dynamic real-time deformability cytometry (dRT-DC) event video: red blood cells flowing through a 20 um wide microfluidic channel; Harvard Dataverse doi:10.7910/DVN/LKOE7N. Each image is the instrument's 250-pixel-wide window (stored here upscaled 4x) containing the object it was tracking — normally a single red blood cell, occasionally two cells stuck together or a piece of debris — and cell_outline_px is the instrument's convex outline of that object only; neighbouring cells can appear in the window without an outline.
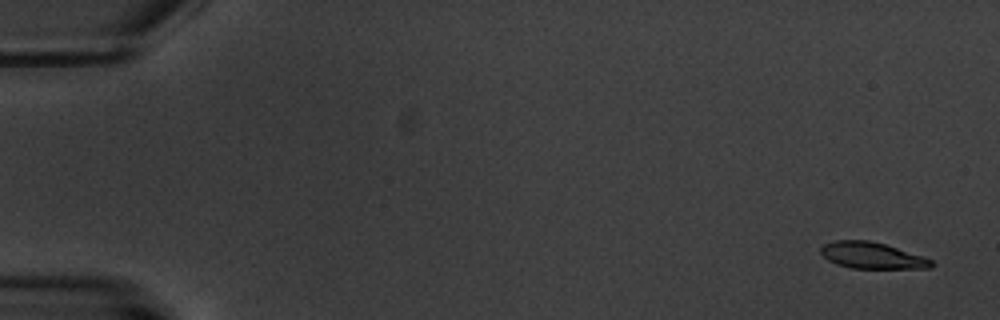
{"species": "common noctule bat (a hibernating species)", "species_latin": "Nyctalus noctula", "temperature_condition": "warm", "stored_images_in_passage": 6, "camera_frame_rate_fps": 3000, "um_per_image_px": 0.085, "animal": {"sex": "male", "body_mass_g": 20.1, "forearm_length_mm": 53.5}, "frame": {"image": 1, "passage_image": 1, "time_ms": 0.0, "image_size_px": [1000, 320], "cell_outline_px": [[936, 264], [932, 268], [852, 268], [836, 264], [828, 260], [820, 252], [820, 248], [824, 244], [836, 240], [868, 240], [884, 244], [932, 260]], "centroid_in_image_um": [74.1, 21.72], "position_along_channel_um": 10.9, "area_um2": 16.76}}
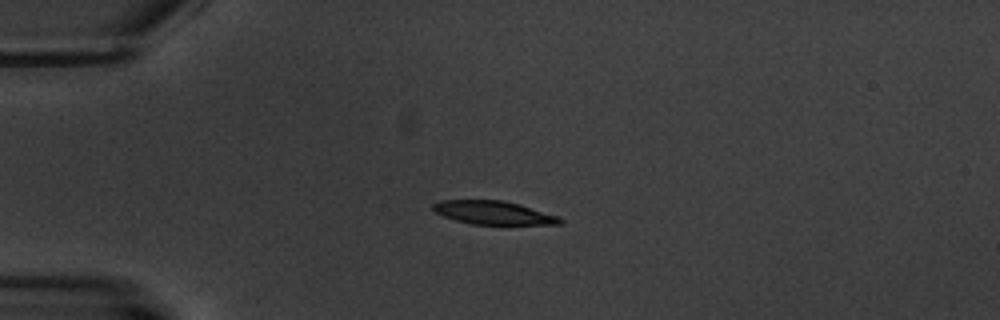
{"frame": {"image": 2, "passage_image": 4, "time_ms": 4.333, "image_size_px": [1000, 320], "cell_outline_px": [[564, 224], [472, 224], [456, 220], [444, 216], [436, 212], [432, 208], [432, 204], [440, 200], [504, 200], [520, 204], [560, 216], [564, 220]], "centroid_in_image_um": [41.99, 18.07], "position_along_channel_um": 43.0, "area_um2": 17.4}}